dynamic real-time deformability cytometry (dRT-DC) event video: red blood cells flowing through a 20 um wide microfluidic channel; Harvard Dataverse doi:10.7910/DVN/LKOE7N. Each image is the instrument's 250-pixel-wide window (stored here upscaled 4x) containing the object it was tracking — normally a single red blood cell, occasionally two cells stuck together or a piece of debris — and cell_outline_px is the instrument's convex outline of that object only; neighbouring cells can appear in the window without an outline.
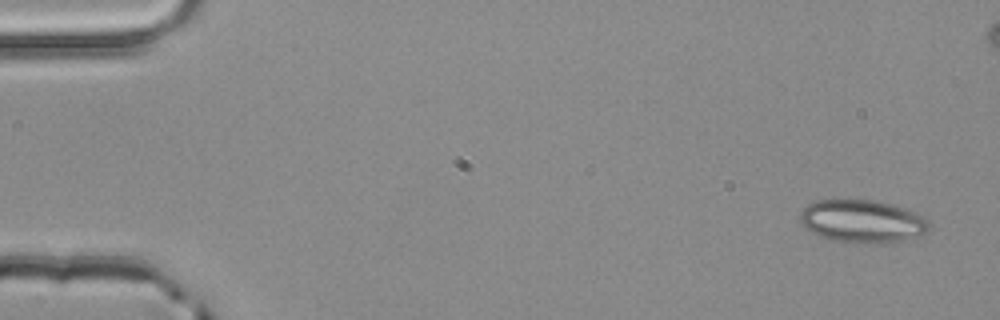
{"species": "common noctule bat (a hibernating species)", "species_latin": "Nyctalus noctula", "temperature_condition": "room temperature", "stored_images_in_passage": 4, "camera_frame_rate_fps": 3000, "um_per_image_px": 0.085, "animal": {"sex": "male", "body_mass_g": 20.4}, "frame": {"image": 1, "passage_image": 1, "time_ms": 0.0, "image_size_px": [1000, 320], "cell_outline_px": [[928, 232], [904, 240], [884, 244], [876, 244], [832, 240], [820, 236], [804, 228], [800, 224], [800, 212], [808, 204], [816, 200], [872, 200], [892, 204], [916, 212], [928, 224]], "centroid_in_image_um": [73.26, 18.81], "position_along_channel_um": 11.7, "area_um2": 32.14}}